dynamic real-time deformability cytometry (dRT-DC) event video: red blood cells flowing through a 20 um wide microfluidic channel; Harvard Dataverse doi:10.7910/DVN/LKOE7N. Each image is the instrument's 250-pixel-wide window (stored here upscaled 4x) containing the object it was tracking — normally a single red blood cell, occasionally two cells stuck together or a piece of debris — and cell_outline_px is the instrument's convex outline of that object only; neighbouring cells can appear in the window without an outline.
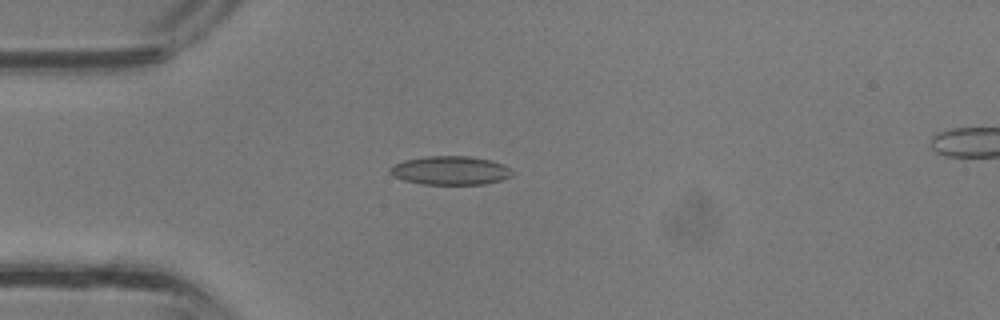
{"species": "common noctule bat (a hibernating species)", "species_latin": "Nyctalus noctula", "temperature_condition": "room temperature", "stored_images_in_passage": 27, "camera_frame_rate_fps": 3000, "um_per_image_px": 0.085, "animal": {"sex": "male", "body_mass_g": 13.3}, "frame": {"image": 1, "passage_image": 1, "time_ms": 0.0, "image_size_px": [1000, 320], "cell_outline_px": [[512, 176], [500, 180], [484, 184], [420, 184], [404, 180], [392, 176], [388, 172], [388, 168], [404, 160], [428, 156], [468, 156], [492, 160], [504, 164], [512, 172]], "centroid_in_image_um": [38.25, 14.49], "position_along_channel_um": 46.7, "area_um2": 20.46}}
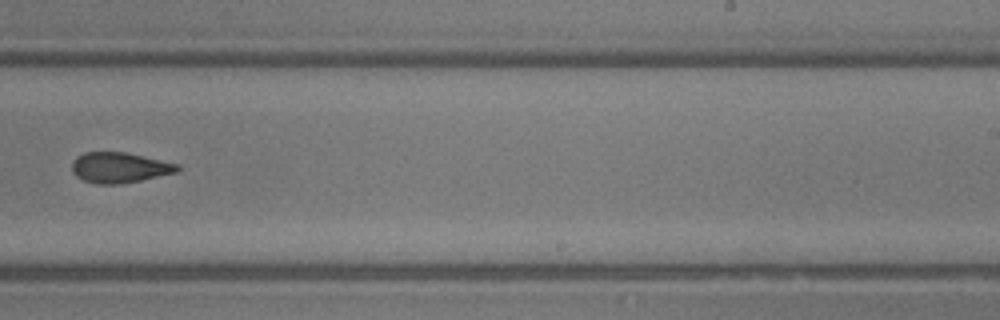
{"frame": {"image": 2, "passage_image": 14, "time_ms": 4.333, "image_size_px": [1000, 320], "cell_outline_px": [[180, 168], [176, 172], [140, 180], [120, 184], [100, 184], [84, 180], [76, 176], [72, 172], [72, 160], [76, 156], [84, 152], [124, 152], [180, 164]], "centroid_in_image_um": [10.13, 14.23], "position_along_channel_um": 278.9, "area_um2": 18.61}}
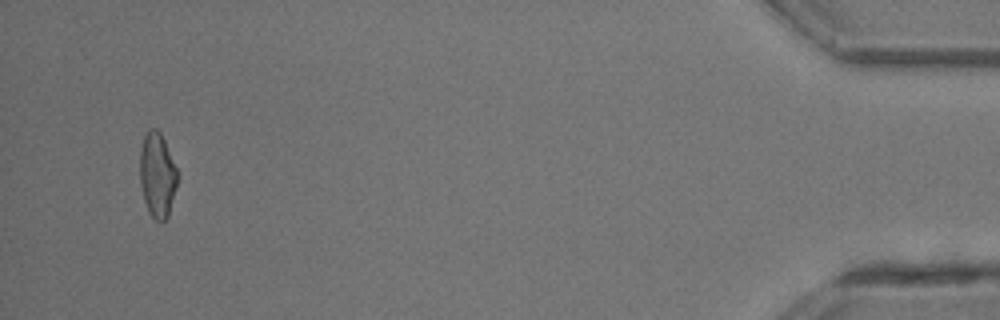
{"frame": {"image": 3, "passage_image": 26, "time_ms": 8.333, "image_size_px": [1000, 320], "cell_outline_px": [[176, 188], [168, 216], [164, 220], [156, 220], [148, 212], [144, 200], [140, 184], [140, 148], [144, 136], [148, 128], [156, 128], [160, 132], [164, 140], [176, 168]], "centroid_in_image_um": [13.34, 14.85], "position_along_channel_um": 421.9, "area_um2": 18.32}}